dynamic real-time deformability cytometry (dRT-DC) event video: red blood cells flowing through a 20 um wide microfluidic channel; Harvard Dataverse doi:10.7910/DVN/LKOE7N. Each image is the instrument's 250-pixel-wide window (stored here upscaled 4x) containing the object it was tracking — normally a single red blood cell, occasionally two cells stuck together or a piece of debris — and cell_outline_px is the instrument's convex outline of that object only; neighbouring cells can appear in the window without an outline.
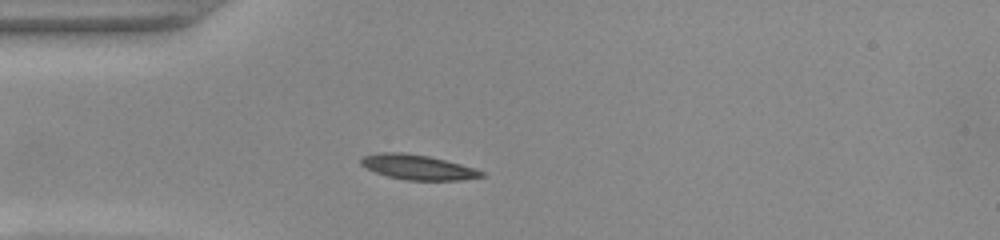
{"species": "common noctule bat (a hibernating species)", "species_latin": "Nyctalus noctula", "temperature_condition": "warm", "stored_images_in_passage": 39, "camera_frame_rate_fps": 3000, "um_per_image_px": 0.085, "animal": {"sex": "female", "body_mass_g": 22.0, "forearm_length_mm": 56.7}, "frame": {"image": 1, "passage_image": 1, "time_ms": 0.0, "image_size_px": [1000, 240], "cell_outline_px": [[484, 176], [464, 180], [404, 180], [388, 176], [376, 172], [360, 164], [360, 160], [364, 156], [380, 152], [404, 152], [428, 156], [460, 164], [484, 172]], "centroid_in_image_um": [35.5, 14.21], "position_along_channel_um": 49.5, "area_um2": 17.28}}
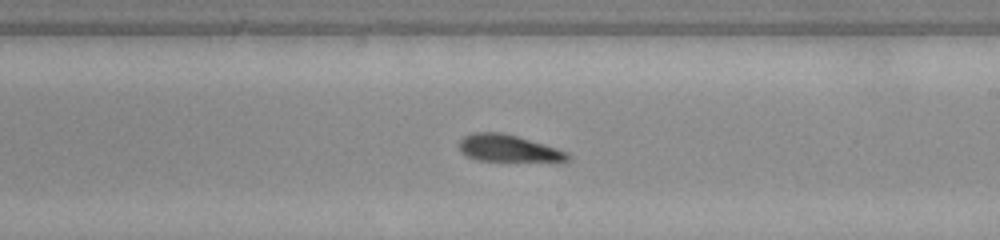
{"frame": {"image": 2, "passage_image": 17, "time_ms": 5.333, "image_size_px": [1000, 240], "cell_outline_px": [[572, 156], [564, 164], [556, 164], [476, 160], [460, 152], [460, 140], [464, 136], [472, 132], [500, 132], [516, 136], [544, 144], [568, 152]], "centroid_in_image_um": [43.34, 12.68], "position_along_channel_um": 245.7, "area_um2": 18.03}}
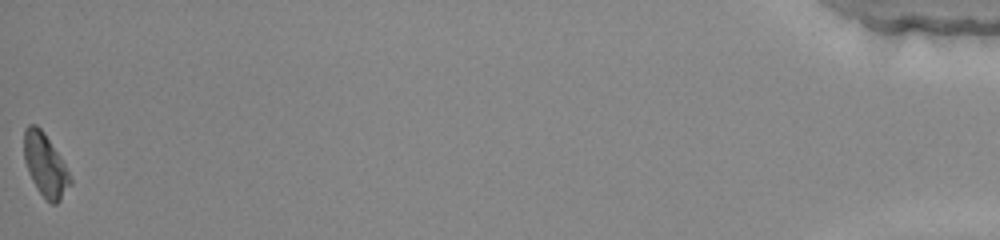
{"frame": {"image": 3, "passage_image": 39, "time_ms": 12.667, "image_size_px": [1000, 240], "cell_outline_px": [[72, 184], [60, 200], [56, 204], [52, 204], [36, 188], [28, 172], [24, 160], [24, 128], [28, 124], [36, 124], [44, 132], [60, 156], [72, 180]], "centroid_in_image_um": [3.84, 14.01], "position_along_channel_um": 431.4, "area_um2": 16.82}, "authors_computed_cell_mechanics": {"area_um2": 17.3978, "velocity_mm_per_s": 3.9109, "shape_relaxation_time_tau1_ms": 1.9146, "shape_relaxation_time_tau2_ms": null, "deformation_change_tau1": 0.1066, "deformation_change_tau2": null}}